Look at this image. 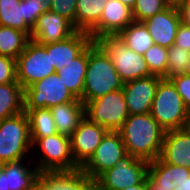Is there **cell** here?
I'll return each mask as SVG.
<instances>
[{
	"mask_svg": "<svg viewBox=\"0 0 190 190\" xmlns=\"http://www.w3.org/2000/svg\"><path fill=\"white\" fill-rule=\"evenodd\" d=\"M32 147L25 111L0 121V161L3 164L24 160Z\"/></svg>",
	"mask_w": 190,
	"mask_h": 190,
	"instance_id": "obj_4",
	"label": "cell"
},
{
	"mask_svg": "<svg viewBox=\"0 0 190 190\" xmlns=\"http://www.w3.org/2000/svg\"><path fill=\"white\" fill-rule=\"evenodd\" d=\"M119 133L127 154L147 162L160 156L165 130L151 113L129 115Z\"/></svg>",
	"mask_w": 190,
	"mask_h": 190,
	"instance_id": "obj_1",
	"label": "cell"
},
{
	"mask_svg": "<svg viewBox=\"0 0 190 190\" xmlns=\"http://www.w3.org/2000/svg\"><path fill=\"white\" fill-rule=\"evenodd\" d=\"M184 74L190 76V57H189V60L187 62L186 69L184 70Z\"/></svg>",
	"mask_w": 190,
	"mask_h": 190,
	"instance_id": "obj_42",
	"label": "cell"
},
{
	"mask_svg": "<svg viewBox=\"0 0 190 190\" xmlns=\"http://www.w3.org/2000/svg\"><path fill=\"white\" fill-rule=\"evenodd\" d=\"M111 58L125 83L152 75L143 55L128 48L117 36H102L95 41Z\"/></svg>",
	"mask_w": 190,
	"mask_h": 190,
	"instance_id": "obj_5",
	"label": "cell"
},
{
	"mask_svg": "<svg viewBox=\"0 0 190 190\" xmlns=\"http://www.w3.org/2000/svg\"><path fill=\"white\" fill-rule=\"evenodd\" d=\"M58 133L70 137L85 117V105L80 99L50 108Z\"/></svg>",
	"mask_w": 190,
	"mask_h": 190,
	"instance_id": "obj_22",
	"label": "cell"
},
{
	"mask_svg": "<svg viewBox=\"0 0 190 190\" xmlns=\"http://www.w3.org/2000/svg\"><path fill=\"white\" fill-rule=\"evenodd\" d=\"M33 148L39 145L41 159L36 168L41 172L74 171L81 167L72 154L70 137L56 133L45 138H31Z\"/></svg>",
	"mask_w": 190,
	"mask_h": 190,
	"instance_id": "obj_6",
	"label": "cell"
},
{
	"mask_svg": "<svg viewBox=\"0 0 190 190\" xmlns=\"http://www.w3.org/2000/svg\"><path fill=\"white\" fill-rule=\"evenodd\" d=\"M16 81V60L0 55V84Z\"/></svg>",
	"mask_w": 190,
	"mask_h": 190,
	"instance_id": "obj_35",
	"label": "cell"
},
{
	"mask_svg": "<svg viewBox=\"0 0 190 190\" xmlns=\"http://www.w3.org/2000/svg\"><path fill=\"white\" fill-rule=\"evenodd\" d=\"M126 6H128L130 9H133L137 0H119Z\"/></svg>",
	"mask_w": 190,
	"mask_h": 190,
	"instance_id": "obj_40",
	"label": "cell"
},
{
	"mask_svg": "<svg viewBox=\"0 0 190 190\" xmlns=\"http://www.w3.org/2000/svg\"><path fill=\"white\" fill-rule=\"evenodd\" d=\"M24 111V89L18 81L0 84V121Z\"/></svg>",
	"mask_w": 190,
	"mask_h": 190,
	"instance_id": "obj_24",
	"label": "cell"
},
{
	"mask_svg": "<svg viewBox=\"0 0 190 190\" xmlns=\"http://www.w3.org/2000/svg\"><path fill=\"white\" fill-rule=\"evenodd\" d=\"M76 2L77 0H52L49 10L66 18L75 28Z\"/></svg>",
	"mask_w": 190,
	"mask_h": 190,
	"instance_id": "obj_34",
	"label": "cell"
},
{
	"mask_svg": "<svg viewBox=\"0 0 190 190\" xmlns=\"http://www.w3.org/2000/svg\"><path fill=\"white\" fill-rule=\"evenodd\" d=\"M3 163L0 161V172L2 171Z\"/></svg>",
	"mask_w": 190,
	"mask_h": 190,
	"instance_id": "obj_45",
	"label": "cell"
},
{
	"mask_svg": "<svg viewBox=\"0 0 190 190\" xmlns=\"http://www.w3.org/2000/svg\"><path fill=\"white\" fill-rule=\"evenodd\" d=\"M77 30L73 24L58 13L48 10L43 13L32 28L30 39L40 45L67 39Z\"/></svg>",
	"mask_w": 190,
	"mask_h": 190,
	"instance_id": "obj_16",
	"label": "cell"
},
{
	"mask_svg": "<svg viewBox=\"0 0 190 190\" xmlns=\"http://www.w3.org/2000/svg\"><path fill=\"white\" fill-rule=\"evenodd\" d=\"M117 37H119L128 48L141 55L154 45L152 36L143 22L133 21L123 29Z\"/></svg>",
	"mask_w": 190,
	"mask_h": 190,
	"instance_id": "obj_26",
	"label": "cell"
},
{
	"mask_svg": "<svg viewBox=\"0 0 190 190\" xmlns=\"http://www.w3.org/2000/svg\"><path fill=\"white\" fill-rule=\"evenodd\" d=\"M56 73L50 53L46 49L30 40L25 50L16 59V79L25 90L37 81Z\"/></svg>",
	"mask_w": 190,
	"mask_h": 190,
	"instance_id": "obj_9",
	"label": "cell"
},
{
	"mask_svg": "<svg viewBox=\"0 0 190 190\" xmlns=\"http://www.w3.org/2000/svg\"><path fill=\"white\" fill-rule=\"evenodd\" d=\"M175 85L178 94L183 99L185 108L190 112V76L180 74L170 78Z\"/></svg>",
	"mask_w": 190,
	"mask_h": 190,
	"instance_id": "obj_36",
	"label": "cell"
},
{
	"mask_svg": "<svg viewBox=\"0 0 190 190\" xmlns=\"http://www.w3.org/2000/svg\"><path fill=\"white\" fill-rule=\"evenodd\" d=\"M159 157L165 163L190 169V129L165 131Z\"/></svg>",
	"mask_w": 190,
	"mask_h": 190,
	"instance_id": "obj_18",
	"label": "cell"
},
{
	"mask_svg": "<svg viewBox=\"0 0 190 190\" xmlns=\"http://www.w3.org/2000/svg\"><path fill=\"white\" fill-rule=\"evenodd\" d=\"M123 85L124 82L111 58L95 41H92L88 45V64L80 100L85 104L112 91L123 89Z\"/></svg>",
	"mask_w": 190,
	"mask_h": 190,
	"instance_id": "obj_2",
	"label": "cell"
},
{
	"mask_svg": "<svg viewBox=\"0 0 190 190\" xmlns=\"http://www.w3.org/2000/svg\"><path fill=\"white\" fill-rule=\"evenodd\" d=\"M168 6L165 0H137L132 9L133 20L143 22Z\"/></svg>",
	"mask_w": 190,
	"mask_h": 190,
	"instance_id": "obj_32",
	"label": "cell"
},
{
	"mask_svg": "<svg viewBox=\"0 0 190 190\" xmlns=\"http://www.w3.org/2000/svg\"><path fill=\"white\" fill-rule=\"evenodd\" d=\"M49 8L43 0H23V12L25 22L33 28L38 18L46 13Z\"/></svg>",
	"mask_w": 190,
	"mask_h": 190,
	"instance_id": "obj_33",
	"label": "cell"
},
{
	"mask_svg": "<svg viewBox=\"0 0 190 190\" xmlns=\"http://www.w3.org/2000/svg\"><path fill=\"white\" fill-rule=\"evenodd\" d=\"M169 5L177 6L180 4L183 0H165Z\"/></svg>",
	"mask_w": 190,
	"mask_h": 190,
	"instance_id": "obj_41",
	"label": "cell"
},
{
	"mask_svg": "<svg viewBox=\"0 0 190 190\" xmlns=\"http://www.w3.org/2000/svg\"><path fill=\"white\" fill-rule=\"evenodd\" d=\"M181 24L190 28V0H183L177 6Z\"/></svg>",
	"mask_w": 190,
	"mask_h": 190,
	"instance_id": "obj_38",
	"label": "cell"
},
{
	"mask_svg": "<svg viewBox=\"0 0 190 190\" xmlns=\"http://www.w3.org/2000/svg\"><path fill=\"white\" fill-rule=\"evenodd\" d=\"M28 116L31 138H45L58 133L49 108L24 109Z\"/></svg>",
	"mask_w": 190,
	"mask_h": 190,
	"instance_id": "obj_27",
	"label": "cell"
},
{
	"mask_svg": "<svg viewBox=\"0 0 190 190\" xmlns=\"http://www.w3.org/2000/svg\"><path fill=\"white\" fill-rule=\"evenodd\" d=\"M84 105L85 116L107 131H119L130 115L123 89L107 93Z\"/></svg>",
	"mask_w": 190,
	"mask_h": 190,
	"instance_id": "obj_7",
	"label": "cell"
},
{
	"mask_svg": "<svg viewBox=\"0 0 190 190\" xmlns=\"http://www.w3.org/2000/svg\"><path fill=\"white\" fill-rule=\"evenodd\" d=\"M0 25L20 30L30 37L32 28L24 20L23 0H0Z\"/></svg>",
	"mask_w": 190,
	"mask_h": 190,
	"instance_id": "obj_28",
	"label": "cell"
},
{
	"mask_svg": "<svg viewBox=\"0 0 190 190\" xmlns=\"http://www.w3.org/2000/svg\"><path fill=\"white\" fill-rule=\"evenodd\" d=\"M92 41L91 36L87 32L76 31L65 40L42 46L46 49L47 53H50L51 62L57 70L68 65Z\"/></svg>",
	"mask_w": 190,
	"mask_h": 190,
	"instance_id": "obj_20",
	"label": "cell"
},
{
	"mask_svg": "<svg viewBox=\"0 0 190 190\" xmlns=\"http://www.w3.org/2000/svg\"><path fill=\"white\" fill-rule=\"evenodd\" d=\"M148 190H190V169L165 163L160 157L149 162Z\"/></svg>",
	"mask_w": 190,
	"mask_h": 190,
	"instance_id": "obj_12",
	"label": "cell"
},
{
	"mask_svg": "<svg viewBox=\"0 0 190 190\" xmlns=\"http://www.w3.org/2000/svg\"><path fill=\"white\" fill-rule=\"evenodd\" d=\"M45 2V5L50 8L52 0H43Z\"/></svg>",
	"mask_w": 190,
	"mask_h": 190,
	"instance_id": "obj_43",
	"label": "cell"
},
{
	"mask_svg": "<svg viewBox=\"0 0 190 190\" xmlns=\"http://www.w3.org/2000/svg\"><path fill=\"white\" fill-rule=\"evenodd\" d=\"M162 77L150 75L125 82L123 92L130 115L151 112L156 88Z\"/></svg>",
	"mask_w": 190,
	"mask_h": 190,
	"instance_id": "obj_14",
	"label": "cell"
},
{
	"mask_svg": "<svg viewBox=\"0 0 190 190\" xmlns=\"http://www.w3.org/2000/svg\"><path fill=\"white\" fill-rule=\"evenodd\" d=\"M167 53L168 48L154 44L143 54L152 75L162 78L166 75L168 67Z\"/></svg>",
	"mask_w": 190,
	"mask_h": 190,
	"instance_id": "obj_30",
	"label": "cell"
},
{
	"mask_svg": "<svg viewBox=\"0 0 190 190\" xmlns=\"http://www.w3.org/2000/svg\"><path fill=\"white\" fill-rule=\"evenodd\" d=\"M88 64V46L75 57L68 65L56 70L72 94L80 99L84 90V81Z\"/></svg>",
	"mask_w": 190,
	"mask_h": 190,
	"instance_id": "obj_23",
	"label": "cell"
},
{
	"mask_svg": "<svg viewBox=\"0 0 190 190\" xmlns=\"http://www.w3.org/2000/svg\"><path fill=\"white\" fill-rule=\"evenodd\" d=\"M133 21L132 9L119 0H107L100 21L88 34L93 41L102 36H117Z\"/></svg>",
	"mask_w": 190,
	"mask_h": 190,
	"instance_id": "obj_15",
	"label": "cell"
},
{
	"mask_svg": "<svg viewBox=\"0 0 190 190\" xmlns=\"http://www.w3.org/2000/svg\"><path fill=\"white\" fill-rule=\"evenodd\" d=\"M149 162L127 154L106 170L94 182L97 190H123L139 185L148 174Z\"/></svg>",
	"mask_w": 190,
	"mask_h": 190,
	"instance_id": "obj_8",
	"label": "cell"
},
{
	"mask_svg": "<svg viewBox=\"0 0 190 190\" xmlns=\"http://www.w3.org/2000/svg\"><path fill=\"white\" fill-rule=\"evenodd\" d=\"M30 40L25 32L0 25V55L16 60Z\"/></svg>",
	"mask_w": 190,
	"mask_h": 190,
	"instance_id": "obj_29",
	"label": "cell"
},
{
	"mask_svg": "<svg viewBox=\"0 0 190 190\" xmlns=\"http://www.w3.org/2000/svg\"><path fill=\"white\" fill-rule=\"evenodd\" d=\"M174 44L190 52V28L180 24L177 29Z\"/></svg>",
	"mask_w": 190,
	"mask_h": 190,
	"instance_id": "obj_37",
	"label": "cell"
},
{
	"mask_svg": "<svg viewBox=\"0 0 190 190\" xmlns=\"http://www.w3.org/2000/svg\"><path fill=\"white\" fill-rule=\"evenodd\" d=\"M127 155L119 131H107L92 157L80 168L93 182Z\"/></svg>",
	"mask_w": 190,
	"mask_h": 190,
	"instance_id": "obj_11",
	"label": "cell"
},
{
	"mask_svg": "<svg viewBox=\"0 0 190 190\" xmlns=\"http://www.w3.org/2000/svg\"><path fill=\"white\" fill-rule=\"evenodd\" d=\"M168 67L164 79H170L173 76L184 73L187 62L190 57V52L173 44L168 48Z\"/></svg>",
	"mask_w": 190,
	"mask_h": 190,
	"instance_id": "obj_31",
	"label": "cell"
},
{
	"mask_svg": "<svg viewBox=\"0 0 190 190\" xmlns=\"http://www.w3.org/2000/svg\"><path fill=\"white\" fill-rule=\"evenodd\" d=\"M93 181L81 170L43 172L33 190H91Z\"/></svg>",
	"mask_w": 190,
	"mask_h": 190,
	"instance_id": "obj_19",
	"label": "cell"
},
{
	"mask_svg": "<svg viewBox=\"0 0 190 190\" xmlns=\"http://www.w3.org/2000/svg\"><path fill=\"white\" fill-rule=\"evenodd\" d=\"M154 44L169 48L174 44L177 29L181 24L176 6L169 5L163 11L143 21Z\"/></svg>",
	"mask_w": 190,
	"mask_h": 190,
	"instance_id": "obj_17",
	"label": "cell"
},
{
	"mask_svg": "<svg viewBox=\"0 0 190 190\" xmlns=\"http://www.w3.org/2000/svg\"><path fill=\"white\" fill-rule=\"evenodd\" d=\"M107 130L86 116L70 136L75 162L82 167L94 154Z\"/></svg>",
	"mask_w": 190,
	"mask_h": 190,
	"instance_id": "obj_13",
	"label": "cell"
},
{
	"mask_svg": "<svg viewBox=\"0 0 190 190\" xmlns=\"http://www.w3.org/2000/svg\"><path fill=\"white\" fill-rule=\"evenodd\" d=\"M107 0H77L75 29L89 32L101 18Z\"/></svg>",
	"mask_w": 190,
	"mask_h": 190,
	"instance_id": "obj_25",
	"label": "cell"
},
{
	"mask_svg": "<svg viewBox=\"0 0 190 190\" xmlns=\"http://www.w3.org/2000/svg\"><path fill=\"white\" fill-rule=\"evenodd\" d=\"M187 127L190 129V112H189V121H188V126Z\"/></svg>",
	"mask_w": 190,
	"mask_h": 190,
	"instance_id": "obj_44",
	"label": "cell"
},
{
	"mask_svg": "<svg viewBox=\"0 0 190 190\" xmlns=\"http://www.w3.org/2000/svg\"><path fill=\"white\" fill-rule=\"evenodd\" d=\"M150 113L165 131L188 126L189 111L170 79L159 81Z\"/></svg>",
	"mask_w": 190,
	"mask_h": 190,
	"instance_id": "obj_3",
	"label": "cell"
},
{
	"mask_svg": "<svg viewBox=\"0 0 190 190\" xmlns=\"http://www.w3.org/2000/svg\"><path fill=\"white\" fill-rule=\"evenodd\" d=\"M77 98L66 88L57 73L35 82L24 90V109L51 108Z\"/></svg>",
	"mask_w": 190,
	"mask_h": 190,
	"instance_id": "obj_10",
	"label": "cell"
},
{
	"mask_svg": "<svg viewBox=\"0 0 190 190\" xmlns=\"http://www.w3.org/2000/svg\"><path fill=\"white\" fill-rule=\"evenodd\" d=\"M123 190H148L147 177L139 185L130 186Z\"/></svg>",
	"mask_w": 190,
	"mask_h": 190,
	"instance_id": "obj_39",
	"label": "cell"
},
{
	"mask_svg": "<svg viewBox=\"0 0 190 190\" xmlns=\"http://www.w3.org/2000/svg\"><path fill=\"white\" fill-rule=\"evenodd\" d=\"M40 171L21 161L4 163L0 172V190H33Z\"/></svg>",
	"mask_w": 190,
	"mask_h": 190,
	"instance_id": "obj_21",
	"label": "cell"
}]
</instances>
